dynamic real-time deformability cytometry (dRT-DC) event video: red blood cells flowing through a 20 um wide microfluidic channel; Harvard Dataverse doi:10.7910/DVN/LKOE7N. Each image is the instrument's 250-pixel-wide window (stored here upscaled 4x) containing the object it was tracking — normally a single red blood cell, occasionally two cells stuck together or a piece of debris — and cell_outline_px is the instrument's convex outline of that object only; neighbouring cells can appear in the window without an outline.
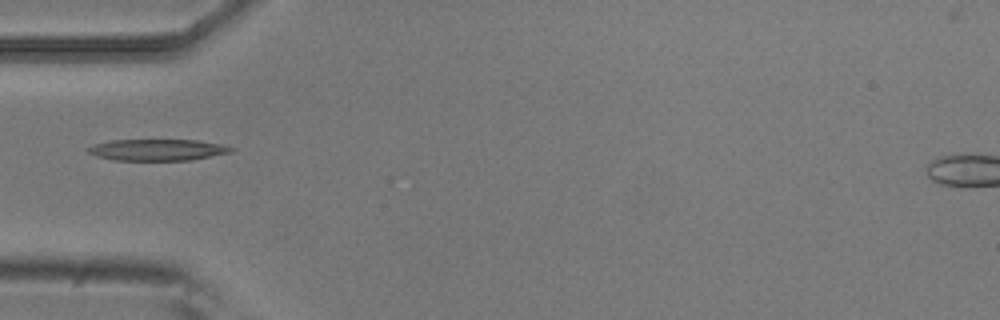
{"species": "common noctule bat (a hibernating species)", "species_latin": "Nyctalus noctula", "temperature_condition": "room temperature", "stored_images_in_passage": 5, "camera_frame_rate_fps": 3000, "um_per_image_px": 0.085, "animal": {"sex": "male", "body_mass_g": 20.5, "forearm_length_mm": 52.5}, "frame": {"image": 1, "passage_image": 4, "time_ms": 1.0, "image_size_px": [1000, 320], "cell_outline_px": [[232, 152], [192, 160], [112, 160], [96, 156], [88, 152], [84, 148], [96, 144], [112, 140], [196, 140], [224, 144], [232, 148]], "centroid_in_image_um": [13.37, 12.74], "position_along_channel_um": 71.6, "area_um2": 17.86}}
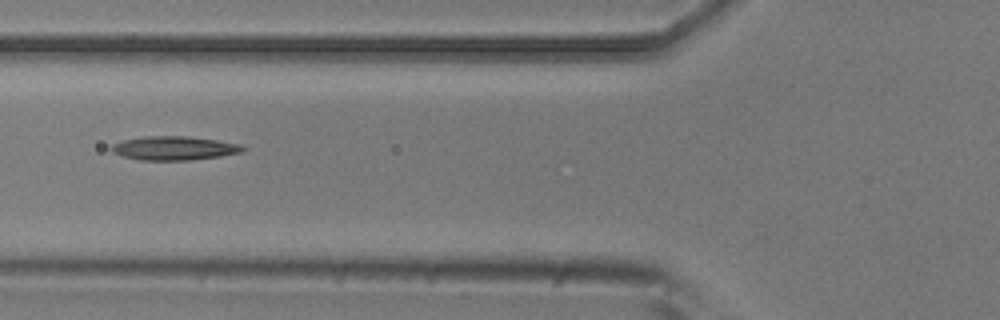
{"frame": {"image": 2, "passage_image": 5, "time_ms": 1.333, "image_size_px": [1000, 320], "cell_outline_px": [[248, 148], [244, 152], [220, 156], [188, 160], [140, 160], [124, 156], [112, 152], [108, 148], [112, 144], [124, 140], [144, 136], [188, 136], [216, 140], [240, 144]], "centroid_in_image_um": [14.82, 12.59], "position_along_channel_um": 111.0, "area_um2": 18.32}}